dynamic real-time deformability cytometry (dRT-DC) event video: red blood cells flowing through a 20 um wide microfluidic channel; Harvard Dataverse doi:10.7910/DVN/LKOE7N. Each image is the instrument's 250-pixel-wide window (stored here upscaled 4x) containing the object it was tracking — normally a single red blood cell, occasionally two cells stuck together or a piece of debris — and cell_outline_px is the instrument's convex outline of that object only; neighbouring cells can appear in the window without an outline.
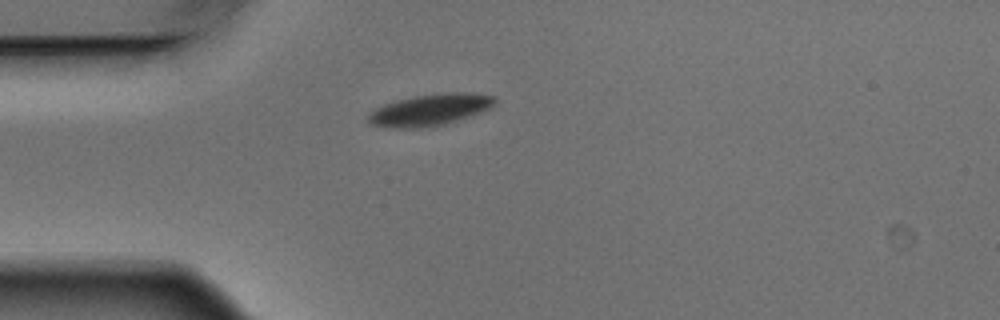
{"species": "Egyptian fruit bat (a non-hibernating species)", "species_latin": "Rousettus aegyptiacus", "temperature_condition": "warm", "stored_images_in_passage": 2, "camera_frame_rate_fps": 3000, "um_per_image_px": 0.085, "animal": {"sex": "male"}, "frame": {"image": 1, "passage_image": 2, "time_ms": 0.333, "image_size_px": [1000, 320], "cell_outline_px": [[496, 104], [480, 112], [444, 124], [424, 128], [392, 128], [372, 124], [368, 120], [368, 112], [384, 104], [396, 100], [412, 96], [448, 92], [472, 92], [496, 96]], "centroid_in_image_um": [36.55, 9.32], "position_along_channel_um": 48.5, "area_um2": 23.35}}